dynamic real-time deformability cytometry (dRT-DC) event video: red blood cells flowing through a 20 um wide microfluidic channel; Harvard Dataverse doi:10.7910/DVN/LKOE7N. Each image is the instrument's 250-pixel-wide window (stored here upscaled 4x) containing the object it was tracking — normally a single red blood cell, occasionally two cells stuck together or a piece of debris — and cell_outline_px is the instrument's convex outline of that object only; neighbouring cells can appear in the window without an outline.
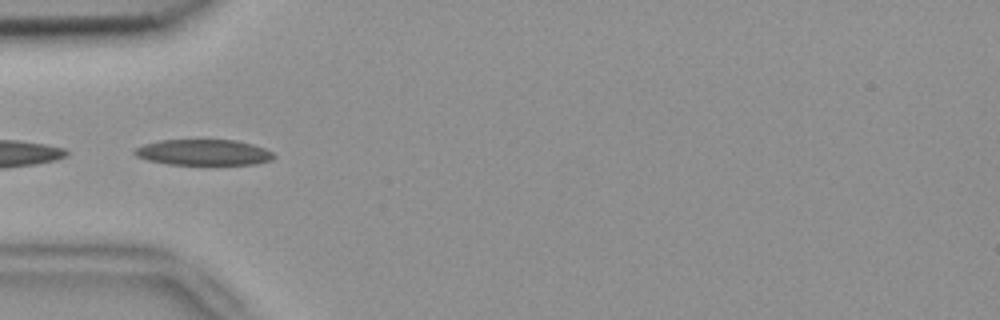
{"species": "common noctule bat (a hibernating species)", "species_latin": "Nyctalus noctula", "temperature_condition": "room temperature", "stored_images_in_passage": 18, "camera_frame_rate_fps": 3000, "um_per_image_px": 0.085, "animal": {"sex": "female", "body_mass_g": 18.4}, "frame": {"image": 1, "passage_image": 16, "time_ms": 5.0, "image_size_px": [1000, 320], "cell_outline_px": [[276, 156], [272, 160], [256, 164], [168, 164], [148, 160], [136, 156], [132, 152], [136, 148], [144, 144], [160, 140], [236, 140], [252, 144], [264, 148], [272, 152]], "centroid_in_image_um": [17.31, 12.95], "position_along_channel_um": 67.7, "area_um2": 20.87}}